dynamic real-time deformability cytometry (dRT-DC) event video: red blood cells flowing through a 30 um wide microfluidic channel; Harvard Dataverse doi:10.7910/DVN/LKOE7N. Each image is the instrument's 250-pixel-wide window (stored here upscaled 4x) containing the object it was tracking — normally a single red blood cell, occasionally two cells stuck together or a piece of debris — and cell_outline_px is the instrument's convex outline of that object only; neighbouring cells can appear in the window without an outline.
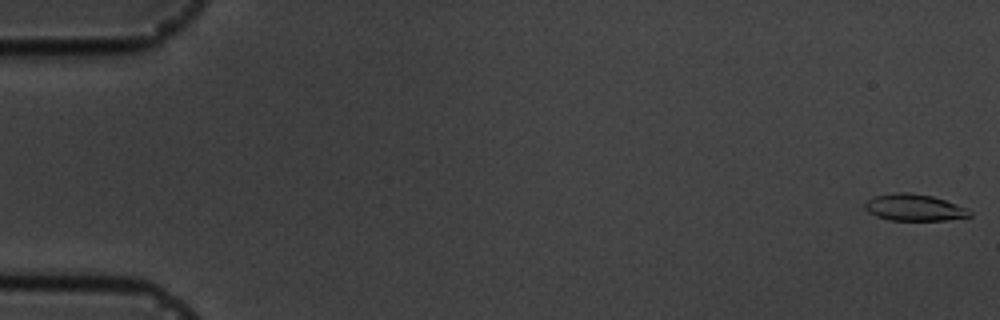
{"species": "common noctule bat (a hibernating species)", "species_latin": "Nyctalus noctula", "temperature_condition": "cold", "stored_images_in_passage": 7, "camera_frame_rate_fps": 3000, "um_per_image_px": 0.085, "animal": {"sex": "male", "body_mass_g": 19.5, "forearm_length_mm": 54.6}, "frame": {"image": 1, "passage_image": 1, "time_ms": 0.0, "image_size_px": [1000, 320], "cell_outline_px": [[972, 216], [948, 220], [888, 220], [876, 216], [868, 212], [864, 208], [864, 204], [868, 200], [876, 196], [896, 192], [908, 192], [932, 196], [968, 208], [972, 212]], "centroid_in_image_um": [77.72, 17.65], "position_along_channel_um": 7.3, "area_um2": 16.3}}
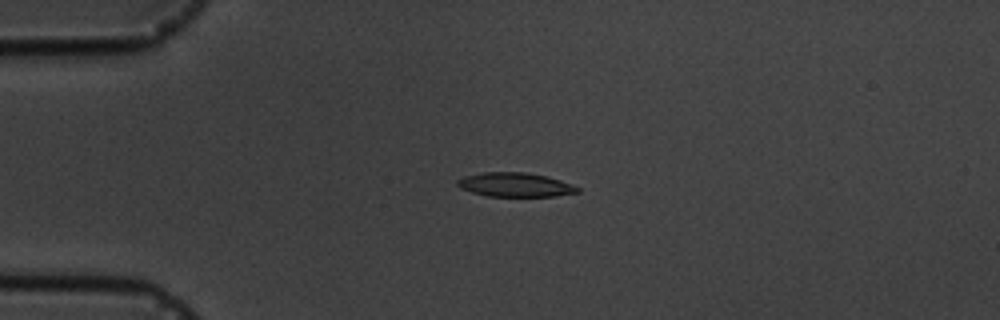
{"frame": {"image": 2, "passage_image": 5, "time_ms": 4.333, "image_size_px": [1000, 320], "cell_outline_px": [[580, 192], [556, 196], [488, 196], [472, 192], [460, 188], [456, 184], [456, 180], [464, 176], [484, 172], [524, 172], [548, 176], [572, 184], [580, 188]], "centroid_in_image_um": [43.8, 15.7], "position_along_channel_um": 41.2, "area_um2": 16.94}}
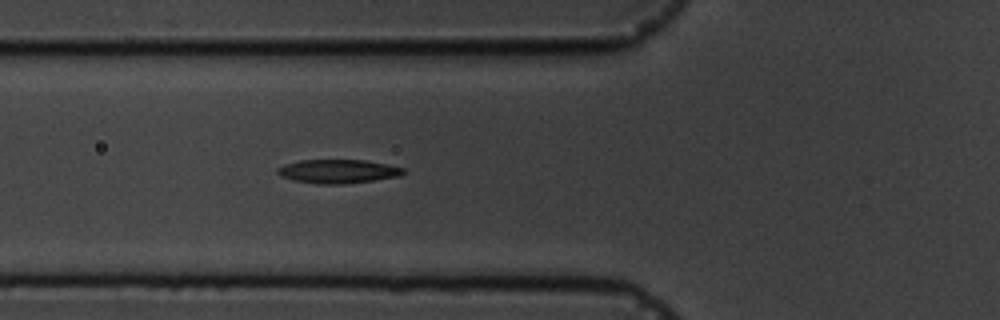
{"frame": {"image": 3, "passage_image": 7, "time_ms": 6.667, "image_size_px": [1000, 320], "cell_outline_px": [[404, 172], [400, 176], [344, 184], [316, 184], [292, 180], [280, 176], [276, 172], [276, 168], [284, 164], [300, 160], [364, 160], [388, 164], [404, 168]], "centroid_in_image_um": [28.68, 14.56], "position_along_channel_um": 97.1, "area_um2": 17.51}}